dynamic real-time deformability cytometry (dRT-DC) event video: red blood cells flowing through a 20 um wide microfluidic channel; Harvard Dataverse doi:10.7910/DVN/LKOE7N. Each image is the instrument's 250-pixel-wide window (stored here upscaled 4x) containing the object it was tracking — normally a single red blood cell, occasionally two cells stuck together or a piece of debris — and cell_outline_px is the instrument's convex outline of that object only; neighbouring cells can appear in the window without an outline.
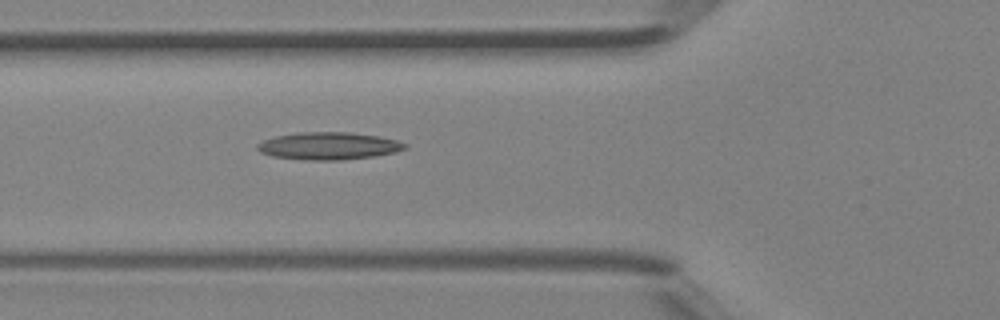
{"species": "Egyptian fruit bat (a non-hibernating species)", "species_latin": "Rousettus aegyptiacus", "temperature_condition": "room temperature", "stored_images_in_passage": 6, "camera_frame_rate_fps": 3000, "um_per_image_px": 0.085, "animal": {"sex": "female"}, "frame": {"image": 1, "passage_image": 6, "time_ms": 1.667, "image_size_px": [1000, 320], "cell_outline_px": [[408, 148], [396, 152], [372, 156], [340, 160], [304, 160], [272, 156], [260, 152], [256, 148], [256, 144], [264, 140], [276, 136], [296, 132], [352, 132], [380, 136], [396, 140], [408, 144]], "centroid_in_image_um": [27.94, 12.4], "position_along_channel_um": 97.9, "area_um2": 23.76}}